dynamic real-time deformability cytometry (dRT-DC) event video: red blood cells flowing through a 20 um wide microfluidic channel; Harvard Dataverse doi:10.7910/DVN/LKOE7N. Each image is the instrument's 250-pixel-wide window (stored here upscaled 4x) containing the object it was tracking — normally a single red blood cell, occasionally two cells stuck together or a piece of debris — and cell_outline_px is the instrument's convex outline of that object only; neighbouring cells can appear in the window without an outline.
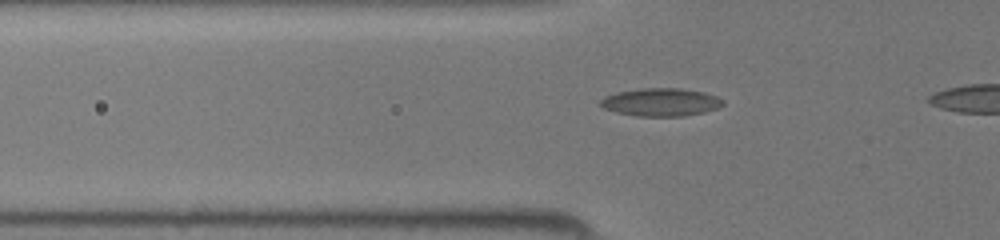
{"species": "common noctule bat (a hibernating species)", "species_latin": "Nyctalus noctula", "temperature_condition": "room temperature", "stored_images_in_passage": 26, "camera_frame_rate_fps": 3000, "um_per_image_px": 0.085, "animal": {"sex": "female", "body_mass_g": 19.5, "forearm_length_mm": 54.1}, "frame": {"image": 1, "passage_image": 4, "time_ms": 1.0, "image_size_px": [1000, 240], "cell_outline_px": [[724, 104], [720, 108], [704, 112], [684, 116], [636, 116], [616, 112], [604, 108], [600, 104], [600, 100], [604, 96], [616, 92], [644, 88], [680, 88], [704, 92], [716, 96], [724, 100]], "centroid_in_image_um": [56.19, 8.68], "position_along_channel_um": 69.6, "area_um2": 20.06}}
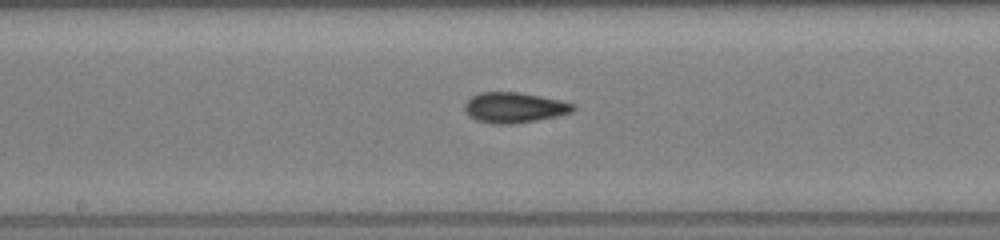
{"frame": {"image": 2, "passage_image": 13, "time_ms": 4.0, "image_size_px": [1000, 240], "cell_outline_px": [[576, 108], [572, 112], [556, 116], [536, 120], [512, 124], [492, 124], [476, 120], [468, 116], [464, 108], [464, 104], [472, 96], [480, 92], [520, 92], [560, 100], [576, 104]], "centroid_in_image_um": [43.7, 9.14], "position_along_channel_um": 204.5, "area_um2": 19.31}}
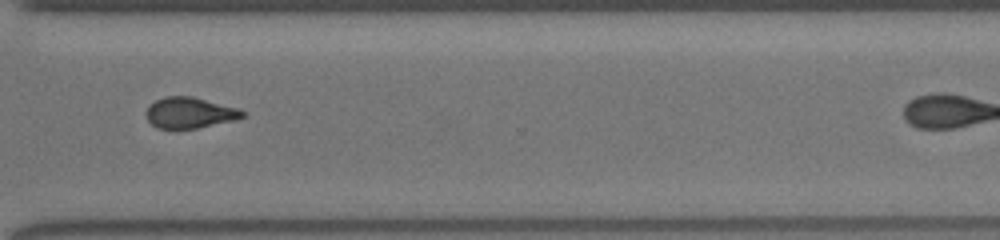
{"frame": {"image": 3, "passage_image": 23, "time_ms": 7.333, "image_size_px": [1000, 240], "cell_outline_px": [[244, 116], [236, 120], [196, 128], [156, 128], [148, 120], [144, 112], [148, 104], [164, 96], [192, 96], [240, 108], [244, 112]], "centroid_in_image_um": [16.1, 9.57], "position_along_channel_um": 354.5, "area_um2": 17.51}}